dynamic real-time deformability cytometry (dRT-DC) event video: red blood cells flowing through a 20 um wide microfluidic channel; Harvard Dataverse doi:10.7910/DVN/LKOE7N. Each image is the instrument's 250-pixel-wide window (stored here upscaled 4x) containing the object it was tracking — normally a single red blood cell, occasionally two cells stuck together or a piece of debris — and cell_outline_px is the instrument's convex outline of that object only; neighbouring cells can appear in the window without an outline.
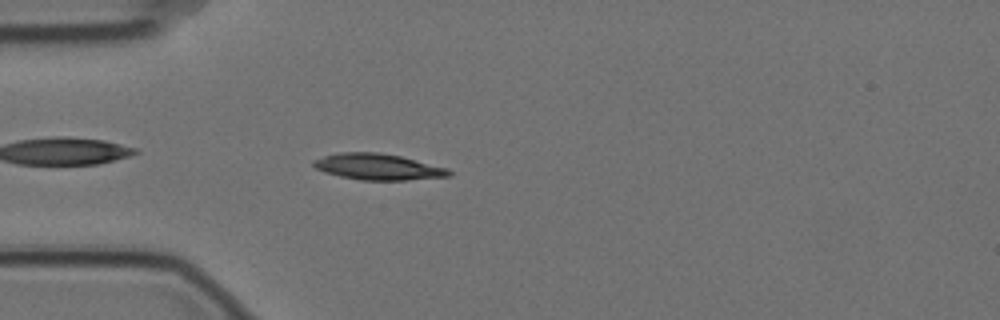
{"species": "Egyptian fruit bat (a non-hibernating species)", "species_latin": "Rousettus aegyptiacus", "temperature_condition": "cold", "stored_images_in_passage": 42, "camera_frame_rate_fps": 3000, "um_per_image_px": 0.085, "animal": {"sex": "female"}, "frame": {"image": 1, "passage_image": 1, "time_ms": 0.0, "image_size_px": [1000, 320], "cell_outline_px": [[452, 176], [408, 180], [360, 180], [340, 176], [324, 172], [316, 168], [312, 164], [312, 160], [324, 156], [340, 152], [376, 152], [400, 156], [448, 168], [452, 172]], "centroid_in_image_um": [32.13, 14.18], "position_along_channel_um": 52.9, "area_um2": 20.63}}
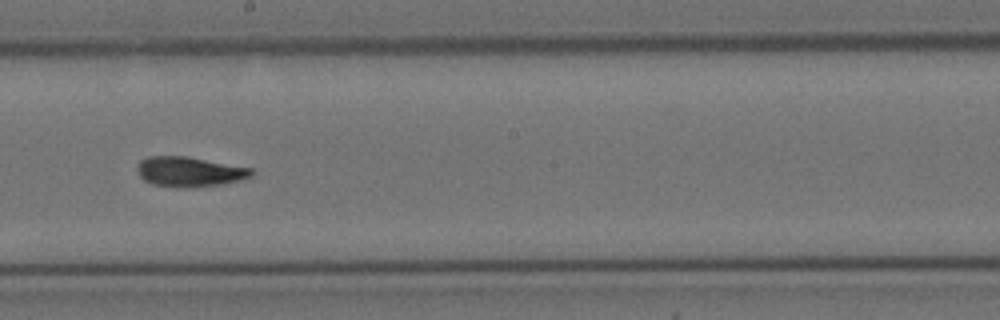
{"frame": {"image": 2, "passage_image": 17, "time_ms": 5.333, "image_size_px": [1000, 320], "cell_outline_px": [[256, 172], [252, 176], [240, 180], [224, 184], [180, 188], [176, 188], [152, 184], [144, 180], [140, 176], [136, 168], [140, 160], [148, 156], [188, 156], [252, 168]], "centroid_in_image_um": [16.11, 14.59], "position_along_channel_um": 232.1, "area_um2": 20.17}}
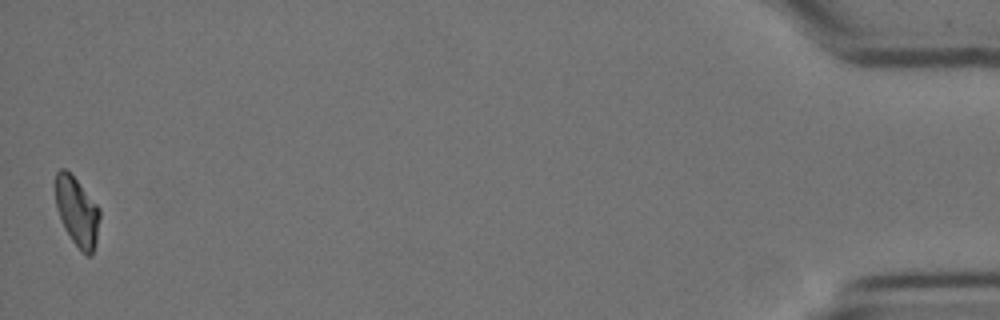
{"frame": {"image": 3, "passage_image": 42, "time_ms": 13.667, "image_size_px": [1000, 320], "cell_outline_px": [[100, 216], [96, 240], [92, 256], [88, 256], [80, 252], [64, 228], [60, 220], [56, 208], [56, 172], [60, 168], [64, 168], [76, 180], [100, 208]], "centroid_in_image_um": [6.55, 18.03], "position_along_channel_um": 428.7, "area_um2": 17.74}, "authors_computed_cell_mechanics": {"area_um2": 19.3341, "velocity_mm_per_s": 3.4913, "shape_relaxation_time_tau1_ms": 4.4137, "shape_relaxation_time_tau2_ms": 3.6871, "deformation_change_tau1": 0.1522, "deformation_change_tau2": 0.0947}}